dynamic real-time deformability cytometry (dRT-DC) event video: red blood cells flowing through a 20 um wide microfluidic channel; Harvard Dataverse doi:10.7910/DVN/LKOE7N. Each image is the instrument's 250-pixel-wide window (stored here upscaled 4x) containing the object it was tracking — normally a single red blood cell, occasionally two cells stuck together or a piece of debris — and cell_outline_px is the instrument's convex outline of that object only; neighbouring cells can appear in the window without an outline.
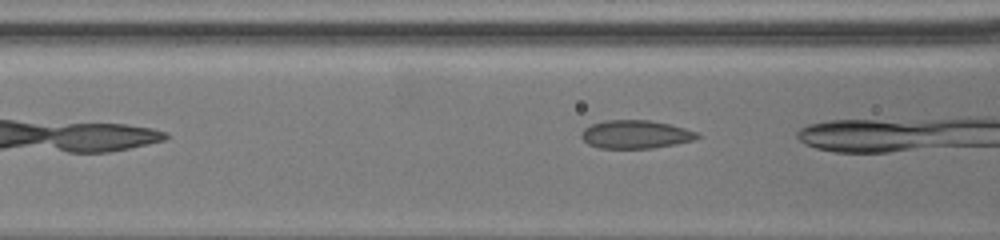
{"species": "common noctule bat (a hibernating species)", "species_latin": "Nyctalus noctula", "temperature_condition": "warm", "stored_images_in_passage": 10, "camera_frame_rate_fps": 3000, "um_per_image_px": 0.085, "animal": {"sex": "female", "body_mass_g": 19.5, "forearm_length_mm": 54.1}, "frame": {"image": 1, "passage_image": 10, "time_ms": 8.0, "image_size_px": [1000, 240], "cell_outline_px": [[700, 136], [696, 140], [676, 144], [652, 148], [600, 148], [588, 144], [580, 136], [580, 132], [584, 128], [592, 124], [604, 120], [648, 120], [668, 124], [684, 128], [696, 132]], "centroid_in_image_um": [54.0, 11.42], "position_along_channel_um": 112.6, "area_um2": 19.07}}